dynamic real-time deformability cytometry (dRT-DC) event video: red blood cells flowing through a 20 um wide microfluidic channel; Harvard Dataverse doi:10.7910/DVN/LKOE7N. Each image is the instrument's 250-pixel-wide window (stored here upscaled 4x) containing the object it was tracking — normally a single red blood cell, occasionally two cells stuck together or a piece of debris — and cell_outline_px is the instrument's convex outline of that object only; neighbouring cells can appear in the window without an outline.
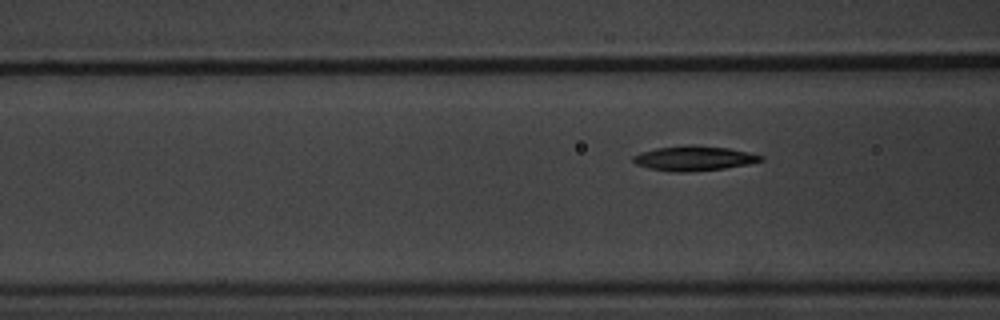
{"species": "common noctule bat (a hibernating species)", "species_latin": "Nyctalus noctula", "temperature_condition": "warm", "stored_images_in_passage": 3, "camera_frame_rate_fps": 3000, "um_per_image_px": 0.085, "animal": {"sex": "male", "body_mass_g": 20.1, "forearm_length_mm": 53.5}, "frame": {"image": 1, "passage_image": 3, "time_ms": 3.333, "image_size_px": [1000, 320], "cell_outline_px": [[764, 160], [748, 164], [724, 168], [688, 172], [672, 172], [648, 168], [636, 164], [632, 160], [632, 156], [640, 152], [656, 148], [684, 144], [692, 144], [728, 148], [748, 152], [764, 156]], "centroid_in_image_um": [58.96, 13.45], "position_along_channel_um": 107.6, "area_um2": 18.61}}